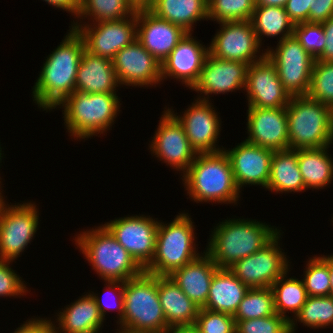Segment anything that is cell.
Returning <instances> with one entry per match:
<instances>
[{"label":"cell","mask_w":333,"mask_h":333,"mask_svg":"<svg viewBox=\"0 0 333 333\" xmlns=\"http://www.w3.org/2000/svg\"><path fill=\"white\" fill-rule=\"evenodd\" d=\"M84 41L71 29L60 45L50 54L33 87V101L40 108L55 109L75 91V82Z\"/></svg>","instance_id":"obj_1"},{"label":"cell","mask_w":333,"mask_h":333,"mask_svg":"<svg viewBox=\"0 0 333 333\" xmlns=\"http://www.w3.org/2000/svg\"><path fill=\"white\" fill-rule=\"evenodd\" d=\"M213 231L205 252L219 268H230L262 249L280 232L265 223L240 218L222 221Z\"/></svg>","instance_id":"obj_2"},{"label":"cell","mask_w":333,"mask_h":333,"mask_svg":"<svg viewBox=\"0 0 333 333\" xmlns=\"http://www.w3.org/2000/svg\"><path fill=\"white\" fill-rule=\"evenodd\" d=\"M187 193L195 202L237 203L238 189L230 160L223 151L197 153L184 173Z\"/></svg>","instance_id":"obj_3"},{"label":"cell","mask_w":333,"mask_h":333,"mask_svg":"<svg viewBox=\"0 0 333 333\" xmlns=\"http://www.w3.org/2000/svg\"><path fill=\"white\" fill-rule=\"evenodd\" d=\"M75 242L104 281L125 282L144 272L103 225L80 233Z\"/></svg>","instance_id":"obj_4"},{"label":"cell","mask_w":333,"mask_h":333,"mask_svg":"<svg viewBox=\"0 0 333 333\" xmlns=\"http://www.w3.org/2000/svg\"><path fill=\"white\" fill-rule=\"evenodd\" d=\"M289 149L327 147L333 142V108L306 96H292L286 107Z\"/></svg>","instance_id":"obj_5"},{"label":"cell","mask_w":333,"mask_h":333,"mask_svg":"<svg viewBox=\"0 0 333 333\" xmlns=\"http://www.w3.org/2000/svg\"><path fill=\"white\" fill-rule=\"evenodd\" d=\"M119 100L116 93L89 94L74 91L61 103L70 135L84 139L106 132L120 111Z\"/></svg>","instance_id":"obj_6"},{"label":"cell","mask_w":333,"mask_h":333,"mask_svg":"<svg viewBox=\"0 0 333 333\" xmlns=\"http://www.w3.org/2000/svg\"><path fill=\"white\" fill-rule=\"evenodd\" d=\"M187 214L177 215L168 225L158 223L155 254L144 272L155 276H169L174 270L201 255L195 250V228Z\"/></svg>","instance_id":"obj_7"},{"label":"cell","mask_w":333,"mask_h":333,"mask_svg":"<svg viewBox=\"0 0 333 333\" xmlns=\"http://www.w3.org/2000/svg\"><path fill=\"white\" fill-rule=\"evenodd\" d=\"M123 288L124 313L120 326L157 333L171 329L160 304L157 276L143 272L123 282Z\"/></svg>","instance_id":"obj_8"},{"label":"cell","mask_w":333,"mask_h":333,"mask_svg":"<svg viewBox=\"0 0 333 333\" xmlns=\"http://www.w3.org/2000/svg\"><path fill=\"white\" fill-rule=\"evenodd\" d=\"M277 48L266 50V56L274 63L282 86L290 96L308 94L315 59L290 36L279 41Z\"/></svg>","instance_id":"obj_9"},{"label":"cell","mask_w":333,"mask_h":333,"mask_svg":"<svg viewBox=\"0 0 333 333\" xmlns=\"http://www.w3.org/2000/svg\"><path fill=\"white\" fill-rule=\"evenodd\" d=\"M36 205L23 203L0 208V259L14 261L31 242L38 227Z\"/></svg>","instance_id":"obj_10"},{"label":"cell","mask_w":333,"mask_h":333,"mask_svg":"<svg viewBox=\"0 0 333 333\" xmlns=\"http://www.w3.org/2000/svg\"><path fill=\"white\" fill-rule=\"evenodd\" d=\"M71 26L82 37L86 51L113 60L118 51L137 39V11L122 20L103 21L90 26H82L77 21Z\"/></svg>","instance_id":"obj_11"},{"label":"cell","mask_w":333,"mask_h":333,"mask_svg":"<svg viewBox=\"0 0 333 333\" xmlns=\"http://www.w3.org/2000/svg\"><path fill=\"white\" fill-rule=\"evenodd\" d=\"M280 232L262 249L237 261L229 269L248 288L271 287L288 272V260L278 246Z\"/></svg>","instance_id":"obj_12"},{"label":"cell","mask_w":333,"mask_h":333,"mask_svg":"<svg viewBox=\"0 0 333 333\" xmlns=\"http://www.w3.org/2000/svg\"><path fill=\"white\" fill-rule=\"evenodd\" d=\"M158 221L147 216L117 218L103 226L145 269L155 254Z\"/></svg>","instance_id":"obj_13"},{"label":"cell","mask_w":333,"mask_h":333,"mask_svg":"<svg viewBox=\"0 0 333 333\" xmlns=\"http://www.w3.org/2000/svg\"><path fill=\"white\" fill-rule=\"evenodd\" d=\"M219 24L221 30L215 34L209 46V53L212 56L250 65L266 55V53H262L260 57L256 55L262 44L258 42L251 20Z\"/></svg>","instance_id":"obj_14"},{"label":"cell","mask_w":333,"mask_h":333,"mask_svg":"<svg viewBox=\"0 0 333 333\" xmlns=\"http://www.w3.org/2000/svg\"><path fill=\"white\" fill-rule=\"evenodd\" d=\"M164 112L149 147L156 157L184 174L197 153L191 147L183 125L168 109Z\"/></svg>","instance_id":"obj_15"},{"label":"cell","mask_w":333,"mask_h":333,"mask_svg":"<svg viewBox=\"0 0 333 333\" xmlns=\"http://www.w3.org/2000/svg\"><path fill=\"white\" fill-rule=\"evenodd\" d=\"M244 89L248 108H286L291 99L282 86L276 66L266 55L248 66Z\"/></svg>","instance_id":"obj_16"},{"label":"cell","mask_w":333,"mask_h":333,"mask_svg":"<svg viewBox=\"0 0 333 333\" xmlns=\"http://www.w3.org/2000/svg\"><path fill=\"white\" fill-rule=\"evenodd\" d=\"M208 98L198 97V100L185 110L182 117L168 108L183 125L189 143L196 153H215L224 150L216 147L221 123Z\"/></svg>","instance_id":"obj_17"},{"label":"cell","mask_w":333,"mask_h":333,"mask_svg":"<svg viewBox=\"0 0 333 333\" xmlns=\"http://www.w3.org/2000/svg\"><path fill=\"white\" fill-rule=\"evenodd\" d=\"M113 66L120 85L145 86L161 82V64L136 39L118 51Z\"/></svg>","instance_id":"obj_18"},{"label":"cell","mask_w":333,"mask_h":333,"mask_svg":"<svg viewBox=\"0 0 333 333\" xmlns=\"http://www.w3.org/2000/svg\"><path fill=\"white\" fill-rule=\"evenodd\" d=\"M247 130L244 140L272 151L289 149L286 108H248Z\"/></svg>","instance_id":"obj_19"},{"label":"cell","mask_w":333,"mask_h":333,"mask_svg":"<svg viewBox=\"0 0 333 333\" xmlns=\"http://www.w3.org/2000/svg\"><path fill=\"white\" fill-rule=\"evenodd\" d=\"M186 34L180 26L156 17L147 8H137V40L160 64Z\"/></svg>","instance_id":"obj_20"},{"label":"cell","mask_w":333,"mask_h":333,"mask_svg":"<svg viewBox=\"0 0 333 333\" xmlns=\"http://www.w3.org/2000/svg\"><path fill=\"white\" fill-rule=\"evenodd\" d=\"M231 163L235 183L240 190L244 185L267 188L271 158L274 151L246 141L231 150H224Z\"/></svg>","instance_id":"obj_21"},{"label":"cell","mask_w":333,"mask_h":333,"mask_svg":"<svg viewBox=\"0 0 333 333\" xmlns=\"http://www.w3.org/2000/svg\"><path fill=\"white\" fill-rule=\"evenodd\" d=\"M209 54V47L200 44L187 33L161 64V80L173 77L192 88L198 81Z\"/></svg>","instance_id":"obj_22"},{"label":"cell","mask_w":333,"mask_h":333,"mask_svg":"<svg viewBox=\"0 0 333 333\" xmlns=\"http://www.w3.org/2000/svg\"><path fill=\"white\" fill-rule=\"evenodd\" d=\"M248 66L238 61L218 59L209 53L199 79L191 89L209 96L245 88Z\"/></svg>","instance_id":"obj_23"},{"label":"cell","mask_w":333,"mask_h":333,"mask_svg":"<svg viewBox=\"0 0 333 333\" xmlns=\"http://www.w3.org/2000/svg\"><path fill=\"white\" fill-rule=\"evenodd\" d=\"M174 270L169 277L199 308L207 302L213 275L219 268L206 253Z\"/></svg>","instance_id":"obj_24"},{"label":"cell","mask_w":333,"mask_h":333,"mask_svg":"<svg viewBox=\"0 0 333 333\" xmlns=\"http://www.w3.org/2000/svg\"><path fill=\"white\" fill-rule=\"evenodd\" d=\"M113 61L86 50L79 62L75 91L82 93H116L118 87Z\"/></svg>","instance_id":"obj_25"},{"label":"cell","mask_w":333,"mask_h":333,"mask_svg":"<svg viewBox=\"0 0 333 333\" xmlns=\"http://www.w3.org/2000/svg\"><path fill=\"white\" fill-rule=\"evenodd\" d=\"M158 296L167 325L193 327L199 307L171 280L169 276H157Z\"/></svg>","instance_id":"obj_26"},{"label":"cell","mask_w":333,"mask_h":333,"mask_svg":"<svg viewBox=\"0 0 333 333\" xmlns=\"http://www.w3.org/2000/svg\"><path fill=\"white\" fill-rule=\"evenodd\" d=\"M248 289L229 268H218L213 275L204 308L234 315Z\"/></svg>","instance_id":"obj_27"},{"label":"cell","mask_w":333,"mask_h":333,"mask_svg":"<svg viewBox=\"0 0 333 333\" xmlns=\"http://www.w3.org/2000/svg\"><path fill=\"white\" fill-rule=\"evenodd\" d=\"M59 327L53 324V333H98L104 319L90 293L76 300L57 317ZM56 327V328H55ZM60 328V329H59ZM60 330V331H59Z\"/></svg>","instance_id":"obj_28"},{"label":"cell","mask_w":333,"mask_h":333,"mask_svg":"<svg viewBox=\"0 0 333 333\" xmlns=\"http://www.w3.org/2000/svg\"><path fill=\"white\" fill-rule=\"evenodd\" d=\"M147 9L187 33L193 31L194 22L208 19V0H154Z\"/></svg>","instance_id":"obj_29"},{"label":"cell","mask_w":333,"mask_h":333,"mask_svg":"<svg viewBox=\"0 0 333 333\" xmlns=\"http://www.w3.org/2000/svg\"><path fill=\"white\" fill-rule=\"evenodd\" d=\"M266 189L276 193L302 192L306 189L298 166L297 150L274 151Z\"/></svg>","instance_id":"obj_30"},{"label":"cell","mask_w":333,"mask_h":333,"mask_svg":"<svg viewBox=\"0 0 333 333\" xmlns=\"http://www.w3.org/2000/svg\"><path fill=\"white\" fill-rule=\"evenodd\" d=\"M327 147L298 149V166L305 188L321 189L333 180V160Z\"/></svg>","instance_id":"obj_31"},{"label":"cell","mask_w":333,"mask_h":333,"mask_svg":"<svg viewBox=\"0 0 333 333\" xmlns=\"http://www.w3.org/2000/svg\"><path fill=\"white\" fill-rule=\"evenodd\" d=\"M284 273L271 286L274 294L275 312L290 321V333L295 332V320L286 316V311H293L295 316L300 312L308 297L303 280L296 278L285 279Z\"/></svg>","instance_id":"obj_32"},{"label":"cell","mask_w":333,"mask_h":333,"mask_svg":"<svg viewBox=\"0 0 333 333\" xmlns=\"http://www.w3.org/2000/svg\"><path fill=\"white\" fill-rule=\"evenodd\" d=\"M251 22L259 44L263 36H280L279 41L293 35L294 23L289 19L284 7L256 6Z\"/></svg>","instance_id":"obj_33"},{"label":"cell","mask_w":333,"mask_h":333,"mask_svg":"<svg viewBox=\"0 0 333 333\" xmlns=\"http://www.w3.org/2000/svg\"><path fill=\"white\" fill-rule=\"evenodd\" d=\"M137 7L130 0H80L77 18L91 17L94 23L122 20L134 15ZM83 17V18H81Z\"/></svg>","instance_id":"obj_34"},{"label":"cell","mask_w":333,"mask_h":333,"mask_svg":"<svg viewBox=\"0 0 333 333\" xmlns=\"http://www.w3.org/2000/svg\"><path fill=\"white\" fill-rule=\"evenodd\" d=\"M274 294L271 287L249 288L233 315L235 321L274 315Z\"/></svg>","instance_id":"obj_35"},{"label":"cell","mask_w":333,"mask_h":333,"mask_svg":"<svg viewBox=\"0 0 333 333\" xmlns=\"http://www.w3.org/2000/svg\"><path fill=\"white\" fill-rule=\"evenodd\" d=\"M294 317L296 321L314 329L333 325V296H308L300 312Z\"/></svg>","instance_id":"obj_36"},{"label":"cell","mask_w":333,"mask_h":333,"mask_svg":"<svg viewBox=\"0 0 333 333\" xmlns=\"http://www.w3.org/2000/svg\"><path fill=\"white\" fill-rule=\"evenodd\" d=\"M256 0H208V19L220 22L251 20Z\"/></svg>","instance_id":"obj_37"},{"label":"cell","mask_w":333,"mask_h":333,"mask_svg":"<svg viewBox=\"0 0 333 333\" xmlns=\"http://www.w3.org/2000/svg\"><path fill=\"white\" fill-rule=\"evenodd\" d=\"M307 96L333 108V62L315 60Z\"/></svg>","instance_id":"obj_38"},{"label":"cell","mask_w":333,"mask_h":333,"mask_svg":"<svg viewBox=\"0 0 333 333\" xmlns=\"http://www.w3.org/2000/svg\"><path fill=\"white\" fill-rule=\"evenodd\" d=\"M303 280L308 296H330V275L328 265L320 258L313 257L306 265Z\"/></svg>","instance_id":"obj_39"},{"label":"cell","mask_w":333,"mask_h":333,"mask_svg":"<svg viewBox=\"0 0 333 333\" xmlns=\"http://www.w3.org/2000/svg\"><path fill=\"white\" fill-rule=\"evenodd\" d=\"M293 36L314 59L324 50L326 37L322 23L301 22L294 24Z\"/></svg>","instance_id":"obj_40"},{"label":"cell","mask_w":333,"mask_h":333,"mask_svg":"<svg viewBox=\"0 0 333 333\" xmlns=\"http://www.w3.org/2000/svg\"><path fill=\"white\" fill-rule=\"evenodd\" d=\"M193 327L199 333H236L233 315L200 308Z\"/></svg>","instance_id":"obj_41"},{"label":"cell","mask_w":333,"mask_h":333,"mask_svg":"<svg viewBox=\"0 0 333 333\" xmlns=\"http://www.w3.org/2000/svg\"><path fill=\"white\" fill-rule=\"evenodd\" d=\"M235 322L236 333H290V321L277 313Z\"/></svg>","instance_id":"obj_42"},{"label":"cell","mask_w":333,"mask_h":333,"mask_svg":"<svg viewBox=\"0 0 333 333\" xmlns=\"http://www.w3.org/2000/svg\"><path fill=\"white\" fill-rule=\"evenodd\" d=\"M10 262L0 259V297L23 296L28 291L22 278L9 266Z\"/></svg>","instance_id":"obj_43"},{"label":"cell","mask_w":333,"mask_h":333,"mask_svg":"<svg viewBox=\"0 0 333 333\" xmlns=\"http://www.w3.org/2000/svg\"><path fill=\"white\" fill-rule=\"evenodd\" d=\"M105 282H107V284H108L107 287H108L109 290L113 289L112 291L114 292L117 289V291H115V292L116 293L118 292L116 294L118 296L117 297L118 301L117 300L115 301V302H117V303H115L116 304L115 307H114V304L110 305V304H108L106 302H102L105 299H103L101 297L99 298L96 294L94 295V293H93L92 295H93V297H94V299L96 301L99 313H100V315H101V317L103 319H105V315H106V311L107 310H109V309L112 310V308H117L116 310H118V315L120 316L119 319H118V322H120L122 320V318H123V313H124V298H123L124 288H123V281H105ZM111 306H112V308H111Z\"/></svg>","instance_id":"obj_44"},{"label":"cell","mask_w":333,"mask_h":333,"mask_svg":"<svg viewBox=\"0 0 333 333\" xmlns=\"http://www.w3.org/2000/svg\"><path fill=\"white\" fill-rule=\"evenodd\" d=\"M312 0H288L285 11L289 19L294 23L309 22V10Z\"/></svg>","instance_id":"obj_45"},{"label":"cell","mask_w":333,"mask_h":333,"mask_svg":"<svg viewBox=\"0 0 333 333\" xmlns=\"http://www.w3.org/2000/svg\"><path fill=\"white\" fill-rule=\"evenodd\" d=\"M333 16V0H312L309 10L310 23H322Z\"/></svg>","instance_id":"obj_46"},{"label":"cell","mask_w":333,"mask_h":333,"mask_svg":"<svg viewBox=\"0 0 333 333\" xmlns=\"http://www.w3.org/2000/svg\"><path fill=\"white\" fill-rule=\"evenodd\" d=\"M13 333H53V323L46 319H29Z\"/></svg>","instance_id":"obj_47"},{"label":"cell","mask_w":333,"mask_h":333,"mask_svg":"<svg viewBox=\"0 0 333 333\" xmlns=\"http://www.w3.org/2000/svg\"><path fill=\"white\" fill-rule=\"evenodd\" d=\"M322 25L326 44L323 52L315 60L333 62V16L322 22Z\"/></svg>","instance_id":"obj_48"},{"label":"cell","mask_w":333,"mask_h":333,"mask_svg":"<svg viewBox=\"0 0 333 333\" xmlns=\"http://www.w3.org/2000/svg\"><path fill=\"white\" fill-rule=\"evenodd\" d=\"M44 1L57 8H61L62 10L72 13V15L74 13V16L77 15L80 6V0H44Z\"/></svg>","instance_id":"obj_49"},{"label":"cell","mask_w":333,"mask_h":333,"mask_svg":"<svg viewBox=\"0 0 333 333\" xmlns=\"http://www.w3.org/2000/svg\"><path fill=\"white\" fill-rule=\"evenodd\" d=\"M327 265H328V270H329V275H330V296H333V255L331 256H319Z\"/></svg>","instance_id":"obj_50"},{"label":"cell","mask_w":333,"mask_h":333,"mask_svg":"<svg viewBox=\"0 0 333 333\" xmlns=\"http://www.w3.org/2000/svg\"><path fill=\"white\" fill-rule=\"evenodd\" d=\"M288 0H256V6L285 7Z\"/></svg>","instance_id":"obj_51"},{"label":"cell","mask_w":333,"mask_h":333,"mask_svg":"<svg viewBox=\"0 0 333 333\" xmlns=\"http://www.w3.org/2000/svg\"><path fill=\"white\" fill-rule=\"evenodd\" d=\"M167 333H199L194 327H174Z\"/></svg>","instance_id":"obj_52"},{"label":"cell","mask_w":333,"mask_h":333,"mask_svg":"<svg viewBox=\"0 0 333 333\" xmlns=\"http://www.w3.org/2000/svg\"><path fill=\"white\" fill-rule=\"evenodd\" d=\"M137 8H147L154 0H130Z\"/></svg>","instance_id":"obj_53"},{"label":"cell","mask_w":333,"mask_h":333,"mask_svg":"<svg viewBox=\"0 0 333 333\" xmlns=\"http://www.w3.org/2000/svg\"><path fill=\"white\" fill-rule=\"evenodd\" d=\"M121 331H119V333H157V332H153V331H142V330H132L126 327H120Z\"/></svg>","instance_id":"obj_54"},{"label":"cell","mask_w":333,"mask_h":333,"mask_svg":"<svg viewBox=\"0 0 333 333\" xmlns=\"http://www.w3.org/2000/svg\"><path fill=\"white\" fill-rule=\"evenodd\" d=\"M0 183H1V181H0ZM0 201H4L3 196L1 195V191H0Z\"/></svg>","instance_id":"obj_55"},{"label":"cell","mask_w":333,"mask_h":333,"mask_svg":"<svg viewBox=\"0 0 333 333\" xmlns=\"http://www.w3.org/2000/svg\"><path fill=\"white\" fill-rule=\"evenodd\" d=\"M4 203H5V201H0V208H1L2 204H4Z\"/></svg>","instance_id":"obj_56"},{"label":"cell","mask_w":333,"mask_h":333,"mask_svg":"<svg viewBox=\"0 0 333 333\" xmlns=\"http://www.w3.org/2000/svg\"><path fill=\"white\" fill-rule=\"evenodd\" d=\"M0 149H1V147H0ZM1 152H2V151L0 150V162H1V160H2V159H1V157H2V156H1V155H2V153H1Z\"/></svg>","instance_id":"obj_57"}]
</instances>
